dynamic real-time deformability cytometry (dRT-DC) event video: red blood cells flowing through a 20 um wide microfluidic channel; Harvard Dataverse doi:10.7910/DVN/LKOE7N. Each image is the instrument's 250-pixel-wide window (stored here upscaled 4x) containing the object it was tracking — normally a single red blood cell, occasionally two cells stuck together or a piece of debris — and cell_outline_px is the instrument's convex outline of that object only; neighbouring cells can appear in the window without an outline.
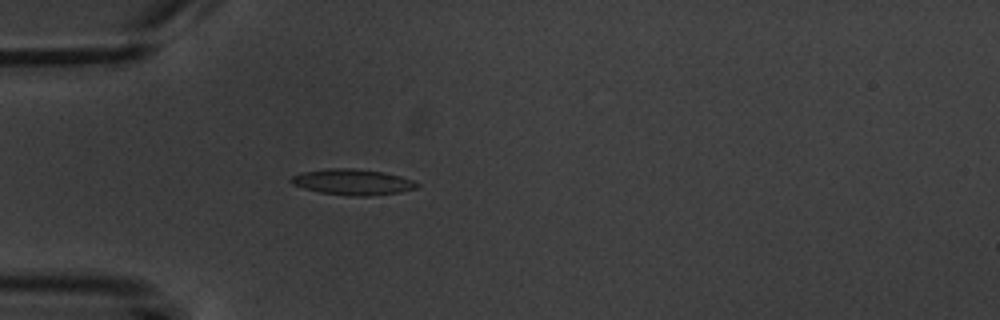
{"species": "common noctule bat (a hibernating species)", "species_latin": "Nyctalus noctula", "temperature_condition": "warm", "stored_images_in_passage": 6, "camera_frame_rate_fps": 3000, "um_per_image_px": 0.085, "animal": {"sex": "male", "body_mass_g": 20.1, "forearm_length_mm": 53.5}, "frame": {"image": 1, "passage_image": 6, "time_ms": 6.667, "image_size_px": [1000, 320], "cell_outline_px": [[420, 184], [416, 188], [400, 192], [368, 196], [348, 196], [320, 192], [304, 188], [292, 184], [288, 180], [292, 176], [300, 172], [328, 168], [352, 168], [380, 172], [400, 176], [412, 180]], "centroid_in_image_um": [29.93, 15.47], "position_along_channel_um": 55.1, "area_um2": 18.9}}